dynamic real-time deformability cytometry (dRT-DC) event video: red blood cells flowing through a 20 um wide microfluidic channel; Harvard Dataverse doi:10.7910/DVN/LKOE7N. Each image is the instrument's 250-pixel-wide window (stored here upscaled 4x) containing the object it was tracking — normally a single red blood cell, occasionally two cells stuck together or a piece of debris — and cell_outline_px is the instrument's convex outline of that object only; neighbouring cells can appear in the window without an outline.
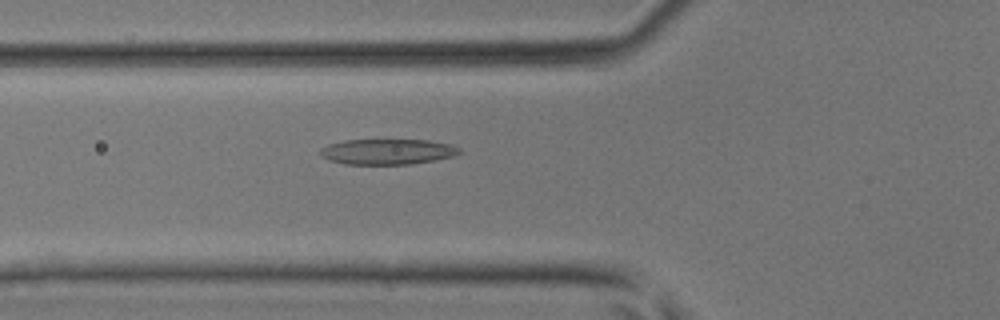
{"species": "common noctule bat (a hibernating species)", "species_latin": "Nyctalus noctula", "temperature_condition": "room temperature", "stored_images_in_passage": 37, "segment_of_instrument_passage": [1, 2], "camera_frame_rate_fps": 3000, "um_per_image_px": 0.085, "animal": {"sex": "male", "body_mass_g": 17.9, "forearm_length_mm": 54.2}, "frame": {"image": 1, "passage_image": 8, "time_ms": 2.333, "image_size_px": [1000, 320], "cell_outline_px": [[460, 152], [452, 156], [412, 164], [344, 164], [328, 160], [320, 156], [320, 148], [328, 144], [344, 140], [428, 140], [448, 144], [460, 148]], "centroid_in_image_um": [32.86, 12.89], "position_along_channel_um": 92.9, "area_um2": 20.58}}
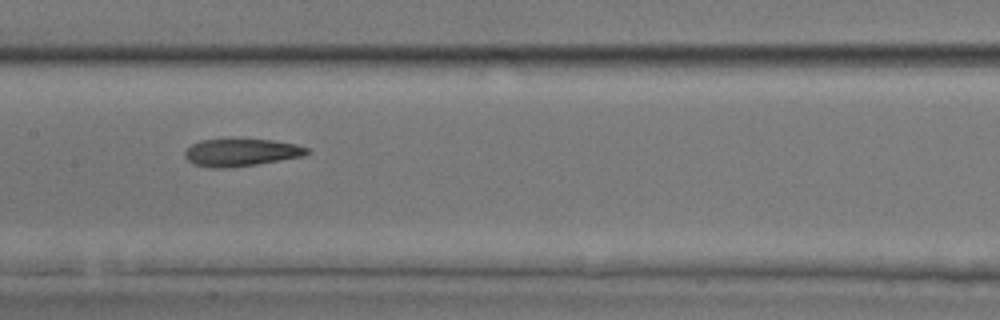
{"frame": {"image": 2, "passage_image": 14, "time_ms": 4.333, "image_size_px": [1000, 320], "cell_outline_px": [[312, 152], [304, 156], [232, 168], [212, 168], [192, 164], [184, 156], [184, 152], [192, 144], [200, 140], [272, 140], [296, 144], [308, 148]], "centroid_in_image_um": [20.5, 12.97], "position_along_channel_um": 186.9, "area_um2": 19.48}}
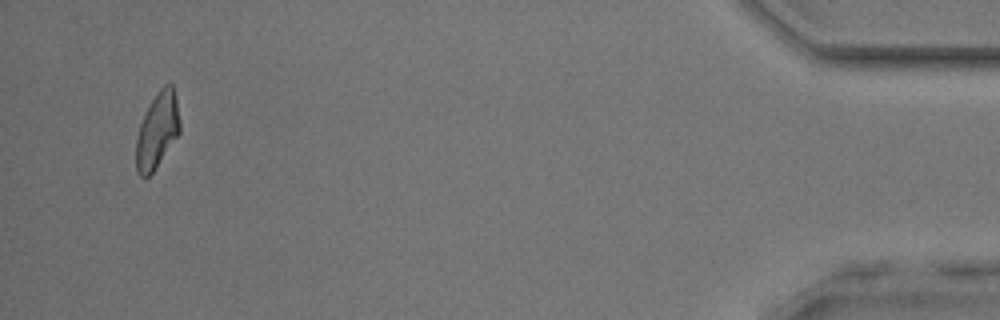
{"frame": {"image": 3, "passage_image": 34, "time_ms": 11.0, "image_size_px": [1000, 320], "cell_outline_px": [[180, 132], [152, 172], [144, 180], [136, 172], [136, 140], [140, 124], [156, 92], [164, 84], [172, 84], [176, 100], [180, 124]], "centroid_in_image_um": [13.35, 11.11], "position_along_channel_um": 421.8, "area_um2": 18.96}}